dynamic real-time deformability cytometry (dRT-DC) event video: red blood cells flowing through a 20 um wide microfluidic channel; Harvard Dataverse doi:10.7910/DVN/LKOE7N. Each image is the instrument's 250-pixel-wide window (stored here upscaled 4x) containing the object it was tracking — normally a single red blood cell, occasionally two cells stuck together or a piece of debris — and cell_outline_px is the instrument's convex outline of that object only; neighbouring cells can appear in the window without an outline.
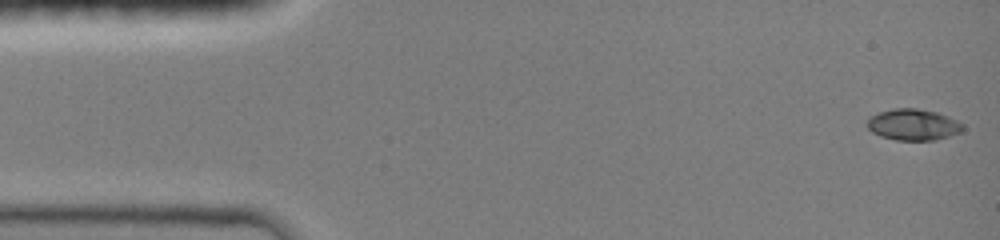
{"species": "common noctule bat (a hibernating species)", "species_latin": "Nyctalus noctula", "temperature_condition": "room temperature", "stored_images_in_passage": 42, "camera_frame_rate_fps": 3000, "um_per_image_px": 0.085, "animal": {"sex": "female", "body_mass_g": 19.0, "forearm_length_mm": 51.5}, "frame": {"image": 1, "passage_image": 1, "time_ms": 0.0, "image_size_px": [1000, 240], "cell_outline_px": [[964, 128], [960, 132], [936, 140], [896, 140], [880, 136], [872, 132], [864, 124], [872, 116], [880, 112], [892, 108], [916, 108], [936, 112], [948, 116], [964, 124]], "centroid_in_image_um": [77.61, 10.59], "position_along_channel_um": 7.4, "area_um2": 17.46}}
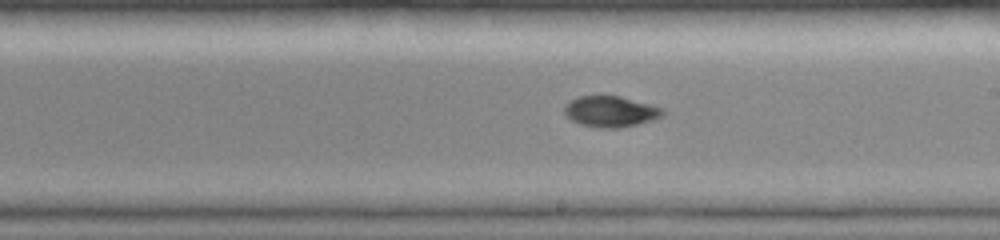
{"frame": {"image": 2, "passage_image": 24, "time_ms": 8.333, "image_size_px": [1000, 240], "cell_outline_px": [[664, 112], [660, 116], [652, 120], [620, 128], [600, 128], [580, 124], [572, 120], [564, 112], [564, 104], [580, 96], [620, 96], [664, 108]], "centroid_in_image_um": [51.89, 9.48], "position_along_channel_um": 237.1, "area_um2": 17.51}}
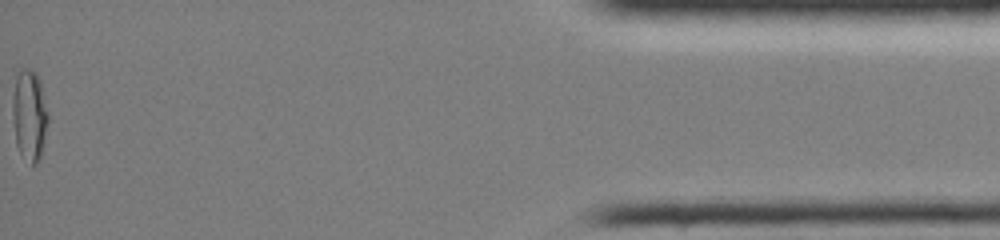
{"frame": {"image": 3, "passage_image": 42, "time_ms": 15.0, "image_size_px": [1000, 240], "cell_outline_px": [[48, 124], [40, 160], [36, 164], [32, 164], [20, 152], [16, 144], [12, 116], [12, 100], [16, 76], [20, 68], [32, 68], [36, 72], [40, 80], [48, 112]], "centroid_in_image_um": [2.51, 9.75], "position_along_channel_um": 432.7, "area_um2": 19.07}, "authors_computed_cell_mechanics": {"area_um2": 17.3978, "velocity_mm_per_s": 4.1873, "shape_relaxation_time_tau1_ms": null, "shape_relaxation_time_tau2_ms": 2.1376, "deformation_change_tau1": null, "deformation_change_tau2": 0.0465}}